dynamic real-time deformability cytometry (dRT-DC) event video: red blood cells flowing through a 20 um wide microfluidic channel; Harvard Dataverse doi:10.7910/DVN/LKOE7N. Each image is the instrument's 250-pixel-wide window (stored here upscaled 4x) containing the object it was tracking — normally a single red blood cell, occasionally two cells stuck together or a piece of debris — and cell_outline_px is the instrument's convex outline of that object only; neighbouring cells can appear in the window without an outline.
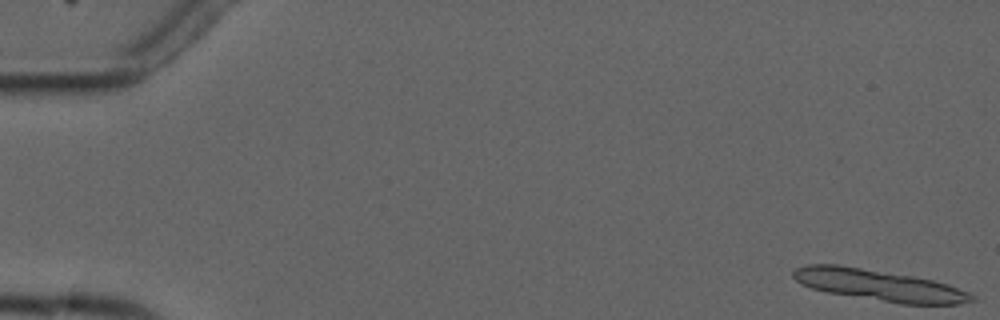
{"species": "common noctule bat (a hibernating species)", "species_latin": "Nyctalus noctula", "temperature_condition": "cold", "stored_images_in_passage": 6, "camera_frame_rate_fps": 3000, "um_per_image_px": 0.085, "animal": {"sex": "male", "forearm_length_mm": 52.5}, "frame": {"image": 1, "passage_image": 1, "time_ms": 0.0, "image_size_px": [1000, 320], "cell_outline_px": [[976, 300], [960, 304], [900, 304], [828, 292], [812, 288], [796, 280], [792, 276], [792, 272], [796, 268], [808, 264], [840, 264], [912, 276], [932, 280], [948, 284], [968, 292], [976, 296]], "centroid_in_image_um": [74.74, 24.24], "position_along_channel_um": 10.3, "area_um2": 32.37}}